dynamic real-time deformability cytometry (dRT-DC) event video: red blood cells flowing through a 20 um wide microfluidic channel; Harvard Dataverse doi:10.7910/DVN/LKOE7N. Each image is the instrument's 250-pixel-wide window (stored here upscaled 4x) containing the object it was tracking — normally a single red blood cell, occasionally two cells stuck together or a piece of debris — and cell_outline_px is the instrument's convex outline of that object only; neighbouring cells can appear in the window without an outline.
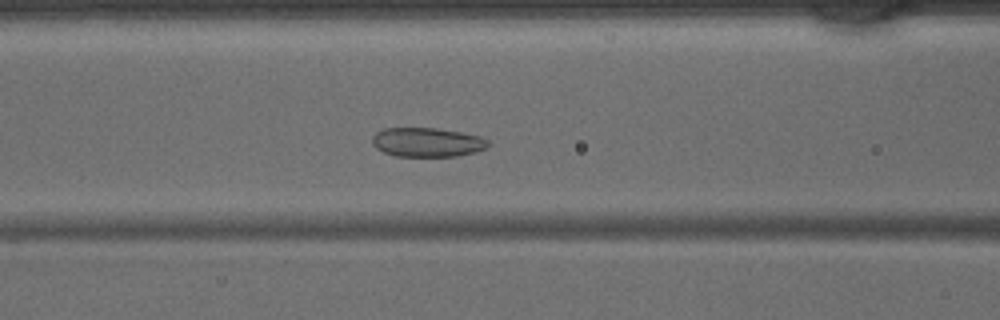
{"species": "common noctule bat (a hibernating species)", "species_latin": "Nyctalus noctula", "temperature_condition": "warm", "stored_images_in_passage": 45, "camera_frame_rate_fps": 3000, "um_per_image_px": 0.085, "animal": {"sex": "male", "body_mass_g": 15.6}, "frame": {"image": 1, "passage_image": 19, "time_ms": 6.0, "image_size_px": [1000, 320], "cell_outline_px": [[492, 144], [476, 152], [456, 156], [396, 156], [384, 152], [376, 148], [372, 144], [372, 136], [376, 132], [384, 128], [436, 128], [460, 132], [480, 136], [488, 140]], "centroid_in_image_um": [36.31, 12.09], "position_along_channel_um": 130.3, "area_um2": 19.77}}
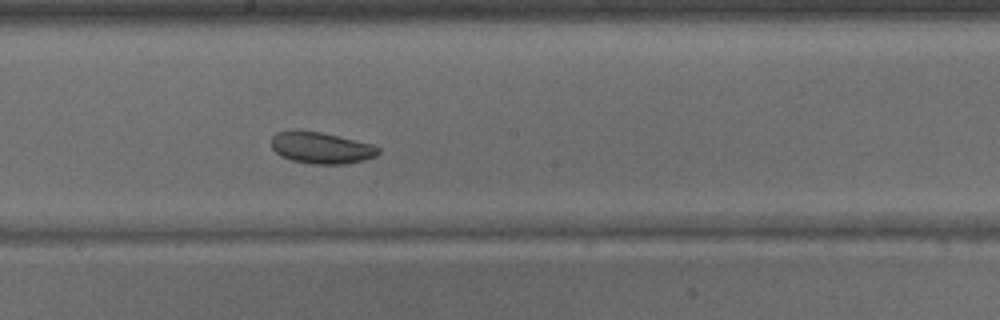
{"frame": {"image": 2, "passage_image": 25, "time_ms": 8.0, "image_size_px": [1000, 320], "cell_outline_px": [[380, 152], [376, 156], [364, 160], [344, 164], [312, 164], [292, 160], [280, 156], [272, 148], [272, 136], [276, 132], [320, 132], [372, 144], [380, 148]], "centroid_in_image_um": [27.33, 12.59], "position_along_channel_um": 220.9, "area_um2": 19.25}}
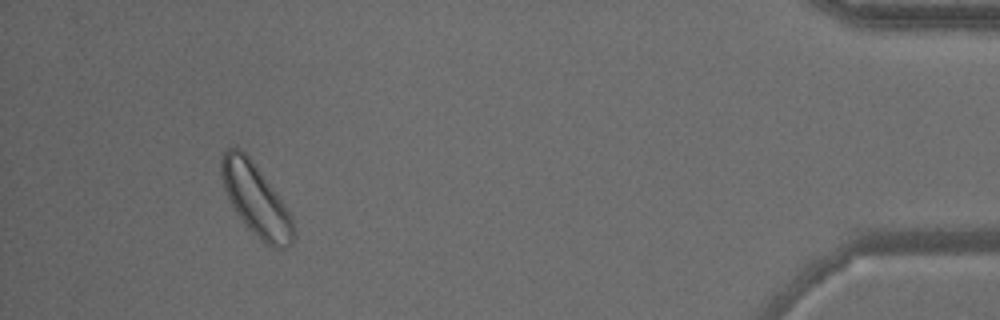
{"frame": {"image": 3, "passage_image": 42, "time_ms": 13.667, "image_size_px": [1000, 320], "cell_outline_px": [[296, 236], [292, 244], [284, 248], [272, 248], [260, 240], [244, 224], [236, 212], [224, 188], [220, 176], [220, 160], [224, 152], [228, 148], [240, 148], [248, 156], [292, 216], [296, 232]], "centroid_in_image_um": [21.75, 17.03], "position_along_channel_um": 413.4, "area_um2": 29.77}}